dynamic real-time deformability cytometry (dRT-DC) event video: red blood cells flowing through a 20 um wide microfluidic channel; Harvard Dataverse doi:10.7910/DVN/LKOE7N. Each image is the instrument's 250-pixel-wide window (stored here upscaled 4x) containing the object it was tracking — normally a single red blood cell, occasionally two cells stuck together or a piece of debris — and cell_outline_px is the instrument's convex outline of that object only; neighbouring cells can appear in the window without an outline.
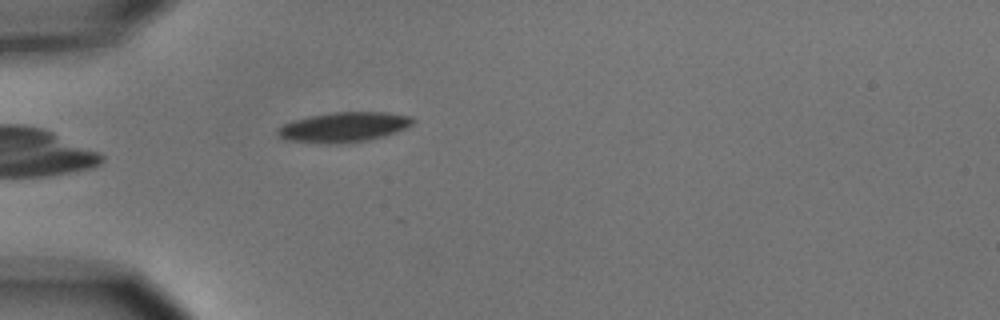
{"species": "common noctule bat (a hibernating species)", "species_latin": "Nyctalus noctula", "temperature_condition": "cold", "stored_images_in_passage": 2, "camera_frame_rate_fps": 3000, "um_per_image_px": 0.085, "animal": {"sex": "male", "body_mass_g": 15.6}, "frame": {"image": 1, "passage_image": 2, "time_ms": 1.333, "image_size_px": [1000, 320], "cell_outline_px": [[416, 120], [412, 124], [396, 132], [384, 136], [368, 140], [336, 144], [324, 144], [288, 140], [280, 136], [276, 132], [276, 128], [292, 120], [308, 116], [332, 112], [388, 112], [412, 116]], "centroid_in_image_um": [29.22, 10.8], "position_along_channel_um": 55.8, "area_um2": 23.76}}